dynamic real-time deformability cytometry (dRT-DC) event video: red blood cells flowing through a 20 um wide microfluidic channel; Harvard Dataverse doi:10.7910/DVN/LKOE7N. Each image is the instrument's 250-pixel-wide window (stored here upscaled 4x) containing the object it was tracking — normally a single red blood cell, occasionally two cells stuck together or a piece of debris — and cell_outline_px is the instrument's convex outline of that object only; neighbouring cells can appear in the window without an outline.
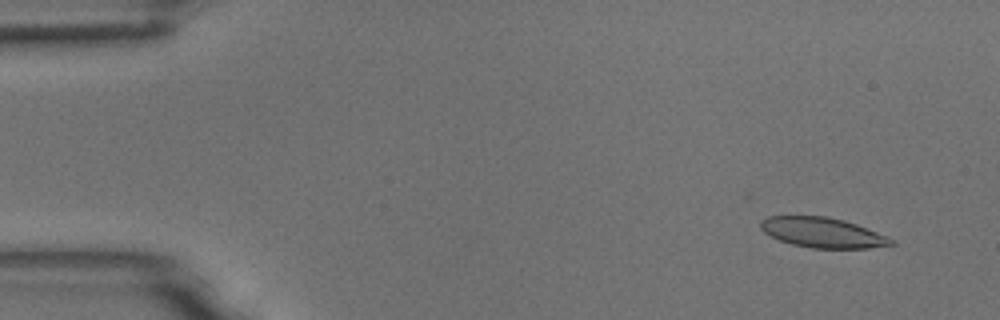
{"species": "common noctule bat (a hibernating species)", "species_latin": "Nyctalus noctula", "temperature_condition": "room temperature", "stored_images_in_passage": 6, "camera_frame_rate_fps": 3000, "um_per_image_px": 0.085, "animal": {"sex": "male", "body_mass_g": 18.8}, "frame": {"image": 1, "passage_image": 2, "time_ms": 0.333, "image_size_px": [1000, 320], "cell_outline_px": [[896, 244], [868, 248], [812, 248], [792, 244], [780, 240], [764, 232], [760, 228], [760, 220], [768, 216], [828, 216], [844, 220], [856, 224], [888, 236], [896, 240]], "centroid_in_image_um": [69.94, 19.76], "position_along_channel_um": 15.1, "area_um2": 22.95}}